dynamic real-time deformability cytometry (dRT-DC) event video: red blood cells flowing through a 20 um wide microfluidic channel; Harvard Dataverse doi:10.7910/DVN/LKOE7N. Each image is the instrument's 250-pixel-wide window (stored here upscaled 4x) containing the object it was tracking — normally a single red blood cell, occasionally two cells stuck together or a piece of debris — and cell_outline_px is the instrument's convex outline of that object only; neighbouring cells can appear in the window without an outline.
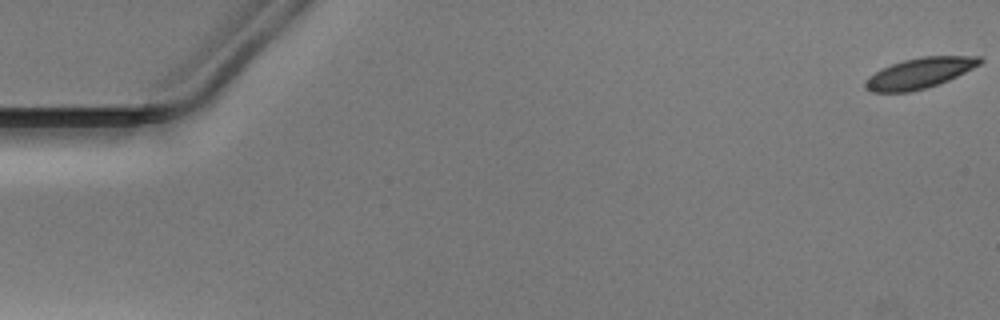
{"species": "Egyptian fruit bat (a non-hibernating species)", "species_latin": "Rousettus aegyptiacus", "temperature_condition": "warm", "stored_images_in_passage": 13, "camera_frame_rate_fps": 3000, "um_per_image_px": 0.085, "animal": {"sex": "male"}, "frame": {"image": 1, "passage_image": 1, "time_ms": 0.0, "image_size_px": [1000, 320], "cell_outline_px": [[984, 60], [980, 64], [948, 80], [924, 88], [908, 92], [872, 92], [864, 88], [864, 80], [868, 76], [880, 68], [904, 60], [920, 56], [980, 56]], "centroid_in_image_um": [78.11, 6.21], "position_along_channel_um": 6.9, "area_um2": 20.29}}